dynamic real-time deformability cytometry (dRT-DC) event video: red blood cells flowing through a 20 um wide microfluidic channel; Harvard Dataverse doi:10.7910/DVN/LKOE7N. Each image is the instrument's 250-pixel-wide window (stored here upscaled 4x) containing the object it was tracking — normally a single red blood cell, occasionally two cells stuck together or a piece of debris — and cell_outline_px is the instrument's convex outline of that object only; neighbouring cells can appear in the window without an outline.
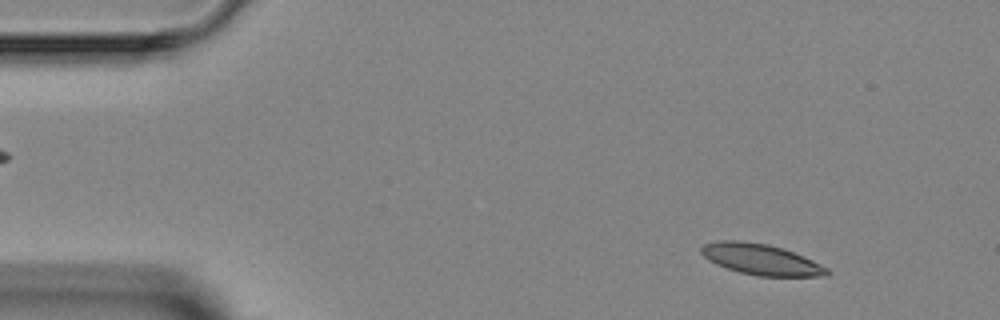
{"species": "Egyptian fruit bat (a non-hibernating species)", "species_latin": "Rousettus aegyptiacus", "temperature_condition": "room temperature", "stored_images_in_passage": 8, "camera_frame_rate_fps": 3000, "um_per_image_px": 0.085, "animal": {"sex": "female"}, "frame": {"image": 1, "passage_image": 1, "time_ms": 0.0, "image_size_px": [1000, 320], "cell_outline_px": [[828, 276], [756, 276], [740, 272], [716, 264], [708, 260], [700, 252], [700, 248], [704, 244], [716, 240], [740, 240], [768, 244], [804, 256], [828, 268]], "centroid_in_image_um": [64.65, 22.04], "position_along_channel_um": 20.4, "area_um2": 22.54}}
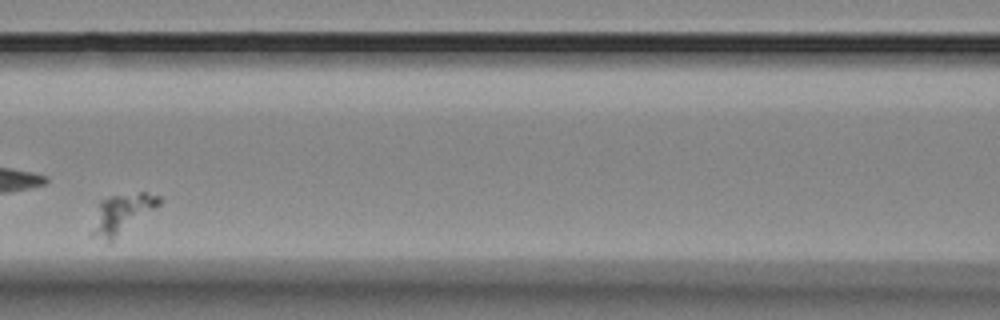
{"frame": {"image": 2, "passage_image": 6, "time_ms": 5.667, "image_size_px": [1000, 320], "cell_outline_px": [[160, 204], [108, 244], [88, 236], [88, 232], [100, 200], [112, 196], [140, 192], [144, 192], [160, 196]], "centroid_in_image_um": [10.25, 18.23], "position_along_channel_um": 156.4, "area_um2": 15.72}}
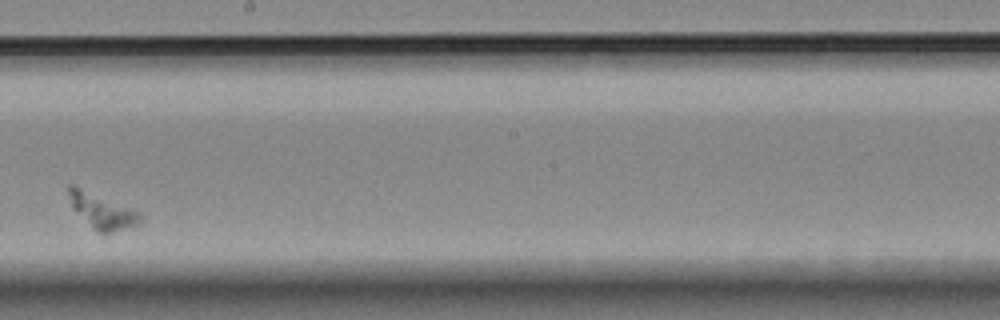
{"frame": {"image": 3, "passage_image": 8, "time_ms": 8.0, "image_size_px": [1000, 320], "cell_outline_px": [[144, 216], [140, 224], [136, 228], [104, 236], [92, 228], [72, 208], [68, 192], [68, 184], [76, 184], [140, 212]], "centroid_in_image_um": [8.74, 17.98], "position_along_channel_um": 239.5, "area_um2": 15.55}}